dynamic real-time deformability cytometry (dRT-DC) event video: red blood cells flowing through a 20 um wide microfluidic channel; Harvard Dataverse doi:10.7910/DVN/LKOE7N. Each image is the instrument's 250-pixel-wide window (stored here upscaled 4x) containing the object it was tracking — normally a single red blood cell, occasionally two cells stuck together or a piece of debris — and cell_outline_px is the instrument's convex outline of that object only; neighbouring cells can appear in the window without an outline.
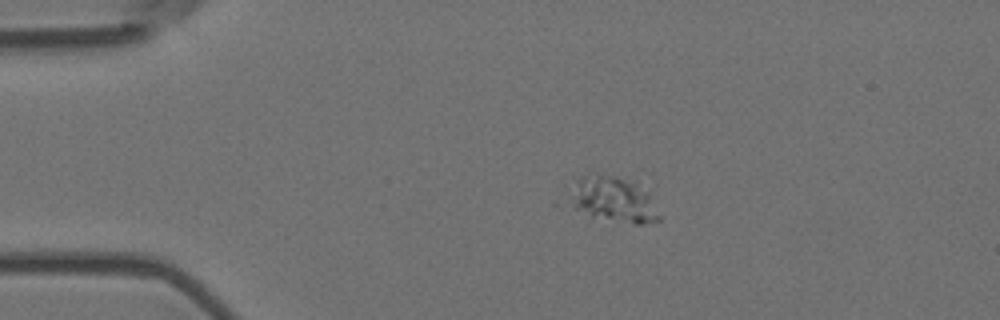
{"species": "Egyptian fruit bat (a non-hibernating species)", "species_latin": "Rousettus aegyptiacus", "temperature_condition": "room temperature", "stored_images_in_passage": 9, "camera_frame_rate_fps": 3000, "um_per_image_px": 0.085, "animal": {"sex": "female"}, "frame": {"image": 1, "passage_image": 1, "time_ms": 0.0, "image_size_px": [1000, 320], "cell_outline_px": [[660, 220], [644, 224], [636, 224], [592, 216], [552, 204], [564, 184], [580, 176], [596, 172], [636, 180], [644, 184], [648, 188], [660, 216]], "centroid_in_image_um": [51.78, 16.88], "position_along_channel_um": 33.2, "area_um2": 27.22}}
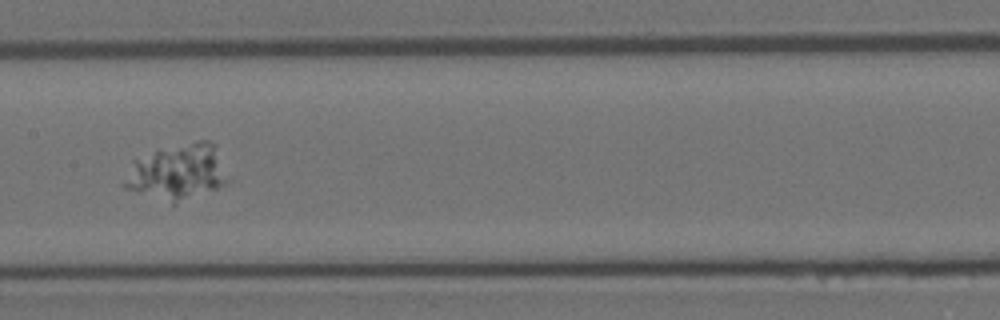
{"frame": {"image": 2, "passage_image": 6, "time_ms": 1.667, "image_size_px": [1000, 320], "cell_outline_px": [[232, 180], [216, 188], [176, 204], [172, 204], [124, 188], [120, 184], [132, 160], [156, 152], [196, 140], [208, 140], [216, 144]], "centroid_in_image_um": [15.13, 14.64], "position_along_channel_um": 192.3, "area_um2": 33.93}}
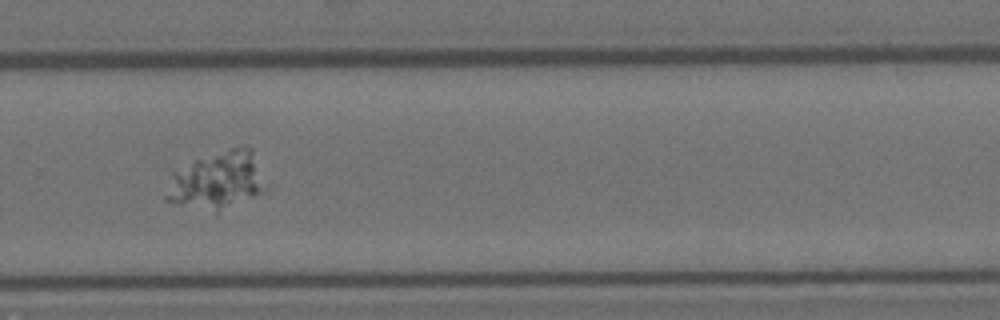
{"frame": {"image": 3, "passage_image": 9, "time_ms": 2.667, "image_size_px": [1000, 320], "cell_outline_px": [[268, 188], [216, 216], [176, 204], [164, 200], [164, 196], [172, 172], [196, 160], [240, 144], [252, 148]], "centroid_in_image_um": [18.45, 15.4], "position_along_channel_um": 311.3, "area_um2": 34.28}}